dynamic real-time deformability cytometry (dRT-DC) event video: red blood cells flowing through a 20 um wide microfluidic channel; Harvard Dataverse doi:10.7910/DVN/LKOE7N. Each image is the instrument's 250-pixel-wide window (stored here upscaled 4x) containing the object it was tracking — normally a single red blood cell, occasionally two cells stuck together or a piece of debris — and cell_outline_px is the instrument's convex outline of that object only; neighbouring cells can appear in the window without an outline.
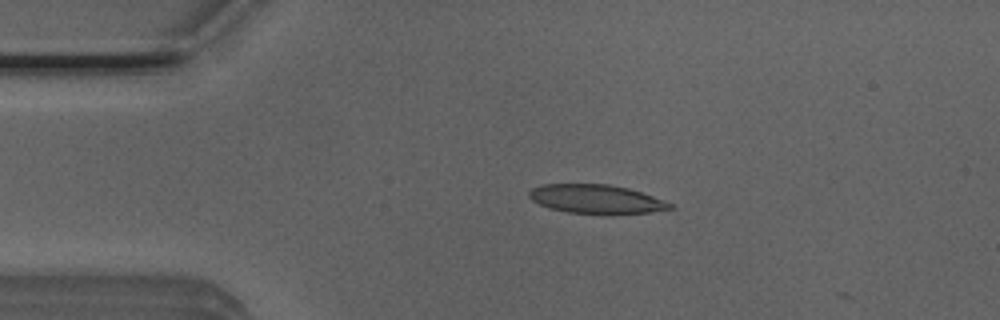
{"species": "Egyptian fruit bat (a non-hibernating species)", "species_latin": "Rousettus aegyptiacus", "temperature_condition": "room temperature", "stored_images_in_passage": 2, "camera_frame_rate_fps": 3000, "um_per_image_px": 0.085, "animal": {"sex": "male"}, "frame": {"image": 1, "passage_image": 1, "time_ms": 0.0, "image_size_px": [1000, 320], "cell_outline_px": [[672, 208], [652, 212], [612, 216], [604, 216], [568, 212], [548, 208], [532, 200], [528, 196], [528, 192], [532, 188], [544, 184], [608, 184], [628, 188], [664, 200], [672, 204]], "centroid_in_image_um": [50.68, 16.96], "position_along_channel_um": 34.3, "area_um2": 24.28}}